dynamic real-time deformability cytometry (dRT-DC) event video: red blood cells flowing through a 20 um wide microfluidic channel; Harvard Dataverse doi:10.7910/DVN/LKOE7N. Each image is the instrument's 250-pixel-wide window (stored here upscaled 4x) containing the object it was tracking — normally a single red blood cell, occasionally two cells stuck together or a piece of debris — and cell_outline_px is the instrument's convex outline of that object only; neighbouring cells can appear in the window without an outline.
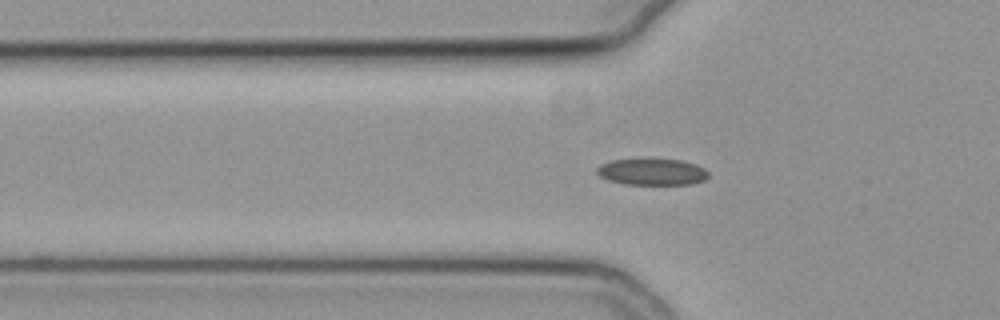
{"species": "common noctule bat (a hibernating species)", "species_latin": "Nyctalus noctula", "temperature_condition": "cold", "stored_images_in_passage": 49, "camera_frame_rate_fps": 3000, "um_per_image_px": 0.085, "animal": {"sex": "female", "body_mass_g": 19.3, "forearm_length_mm": 54.1}, "frame": {"image": 1, "passage_image": 19, "time_ms": 6.0, "image_size_px": [1000, 320], "cell_outline_px": [[708, 176], [704, 180], [692, 184], [624, 184], [608, 180], [600, 176], [596, 172], [596, 168], [600, 164], [612, 160], [680, 160], [696, 164], [704, 168], [708, 172]], "centroid_in_image_um": [55.42, 14.62], "position_along_channel_um": 70.4, "area_um2": 16.99}}
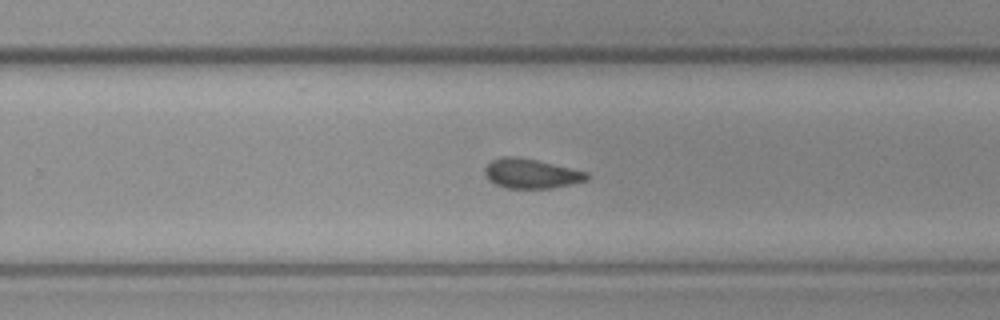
{"frame": {"image": 2, "passage_image": 36, "time_ms": 11.667, "image_size_px": [1000, 320], "cell_outline_px": [[588, 180], [552, 188], [504, 188], [488, 180], [484, 172], [484, 168], [492, 160], [504, 156], [516, 156], [536, 160], [588, 172]], "centroid_in_image_um": [45.12, 14.76], "position_along_channel_um": 284.7, "area_um2": 17.51}}
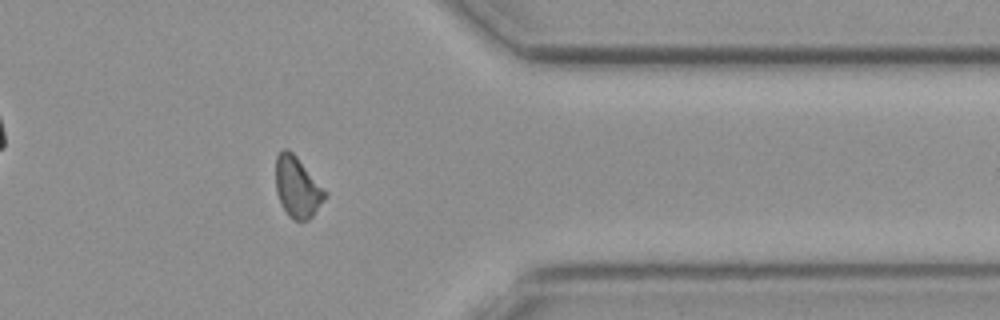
{"frame": {"image": 3, "passage_image": 45, "time_ms": 14.667, "image_size_px": [1000, 320], "cell_outline_px": [[328, 196], [312, 216], [308, 220], [296, 220], [288, 216], [276, 192], [276, 156], [284, 148], [288, 148], [296, 156], [328, 192]], "centroid_in_image_um": [25.3, 15.9], "position_along_channel_um": 386.1, "area_um2": 17.4}, "authors_computed_cell_mechanics": {"area_um2": 17.7446, "velocity_mm_per_s": 3.796, "shape_relaxation_time_tau1_ms": null, "shape_relaxation_time_tau2_ms": 4.9142, "deformation_change_tau1": null, "deformation_change_tau2": 0.0934}}